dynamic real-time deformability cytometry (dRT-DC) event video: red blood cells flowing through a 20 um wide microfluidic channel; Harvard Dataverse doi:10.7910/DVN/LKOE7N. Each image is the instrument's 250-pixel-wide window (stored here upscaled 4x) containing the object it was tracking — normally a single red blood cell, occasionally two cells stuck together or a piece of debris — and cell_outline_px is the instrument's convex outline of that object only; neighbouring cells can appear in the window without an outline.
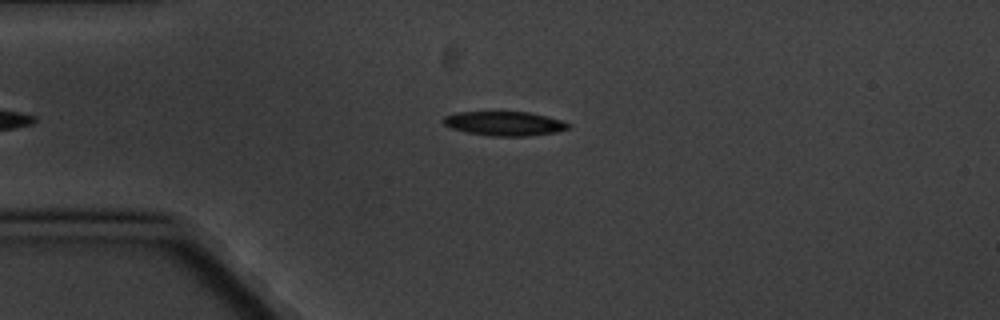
{"species": "common noctule bat (a hibernating species)", "species_latin": "Nyctalus noctula", "temperature_condition": "cold", "stored_images_in_passage": 3, "camera_frame_rate_fps": 3000, "um_per_image_px": 0.085, "animal": {"sex": "male", "body_mass_g": 20.1, "forearm_length_mm": 53.5}, "frame": {"image": 1, "passage_image": 1, "time_ms": 0.0, "image_size_px": [1000, 320], "cell_outline_px": [[572, 128], [556, 132], [528, 136], [488, 136], [468, 132], [452, 128], [444, 124], [440, 120], [444, 116], [456, 112], [528, 112], [548, 116], [572, 124]], "centroid_in_image_um": [42.9, 10.5], "position_along_channel_um": 42.1, "area_um2": 17.8}}